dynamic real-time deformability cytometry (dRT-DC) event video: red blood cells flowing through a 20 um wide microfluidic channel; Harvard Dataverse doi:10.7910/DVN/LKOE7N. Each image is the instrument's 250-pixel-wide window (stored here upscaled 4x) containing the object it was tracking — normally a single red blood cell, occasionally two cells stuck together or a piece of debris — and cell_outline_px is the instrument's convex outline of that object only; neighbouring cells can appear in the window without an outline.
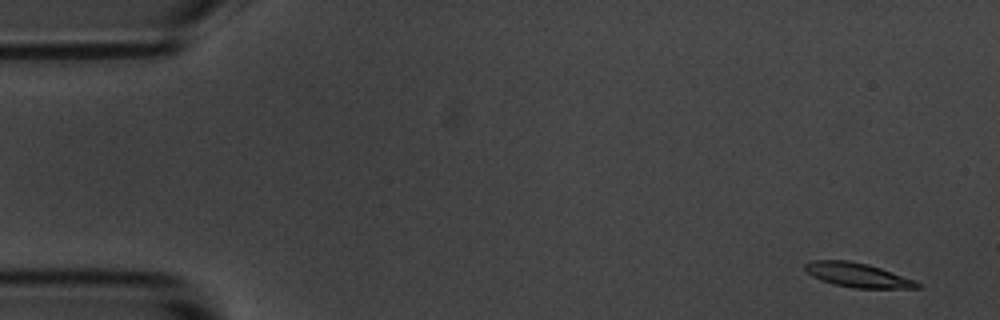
{"species": "common noctule bat (a hibernating species)", "species_latin": "Nyctalus noctula", "temperature_condition": "room temperature", "stored_images_in_passage": 4, "camera_frame_rate_fps": 3000, "um_per_image_px": 0.085, "animal": {"sex": "male", "body_mass_g": 20.1, "forearm_length_mm": 53.5}, "frame": {"image": 1, "passage_image": 1, "time_ms": 0.0, "image_size_px": [1000, 320], "cell_outline_px": [[920, 288], [852, 288], [832, 284], [820, 280], [812, 276], [804, 268], [804, 264], [812, 260], [848, 260], [868, 264], [916, 280], [920, 284]], "centroid_in_image_um": [72.88, 23.38], "position_along_channel_um": 12.1, "area_um2": 15.95}}
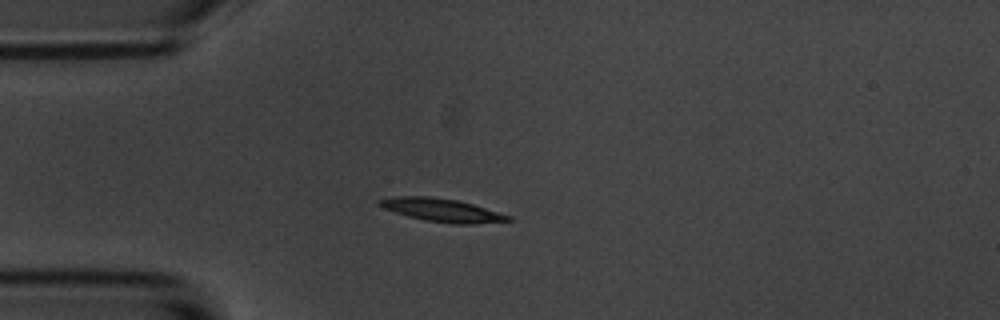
{"frame": {"image": 2, "passage_image": 4, "time_ms": 4.0, "image_size_px": [1000, 320], "cell_outline_px": [[516, 220], [476, 224], [452, 224], [424, 220], [408, 216], [384, 208], [376, 204], [376, 200], [396, 196], [432, 196], [456, 200], [472, 204], [512, 216]], "centroid_in_image_um": [37.58, 17.86], "position_along_channel_um": 47.4, "area_um2": 17.51}}